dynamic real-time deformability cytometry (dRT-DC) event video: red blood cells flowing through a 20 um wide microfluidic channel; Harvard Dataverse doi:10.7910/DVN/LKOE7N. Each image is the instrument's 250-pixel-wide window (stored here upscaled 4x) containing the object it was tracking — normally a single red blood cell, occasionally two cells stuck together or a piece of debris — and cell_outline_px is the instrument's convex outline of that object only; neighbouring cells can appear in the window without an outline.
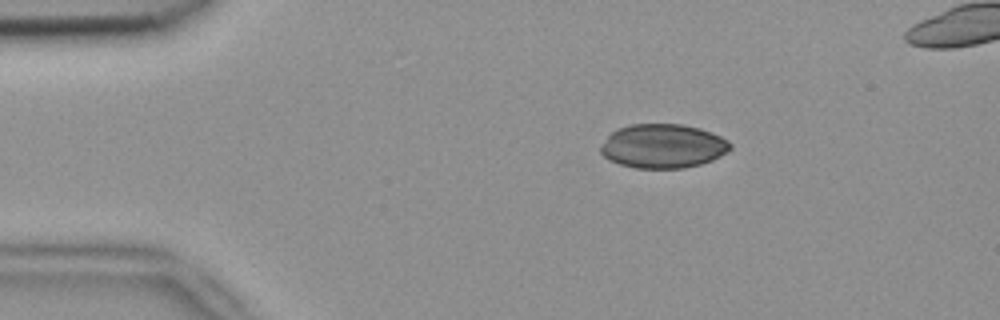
{"species": "common noctule bat (a hibernating species)", "species_latin": "Nyctalus noctula", "temperature_condition": "room temperature", "stored_images_in_passage": 6, "camera_frame_rate_fps": 3000, "um_per_image_px": 0.085, "animal": {"sex": "female", "body_mass_g": 18.4}, "frame": {"image": 1, "passage_image": 1, "time_ms": 0.0, "image_size_px": [1000, 320], "cell_outline_px": [[732, 148], [728, 152], [712, 160], [700, 164], [684, 168], [636, 168], [620, 164], [608, 160], [600, 152], [600, 144], [616, 128], [632, 124], [684, 124], [700, 128], [712, 132], [728, 140], [732, 144]], "centroid_in_image_um": [56.35, 12.41], "position_along_channel_um": 28.6, "area_um2": 33.58}}